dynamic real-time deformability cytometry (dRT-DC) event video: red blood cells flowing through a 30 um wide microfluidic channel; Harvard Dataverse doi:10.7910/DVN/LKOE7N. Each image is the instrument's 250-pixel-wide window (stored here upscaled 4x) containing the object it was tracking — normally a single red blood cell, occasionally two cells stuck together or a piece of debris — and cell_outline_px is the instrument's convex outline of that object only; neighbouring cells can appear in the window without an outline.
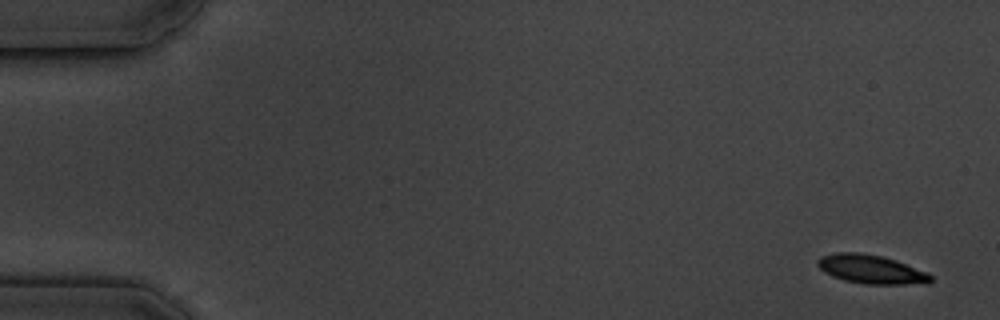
{"species": "common noctule bat (a hibernating species)", "species_latin": "Nyctalus noctula", "temperature_condition": "cold", "stored_images_in_passage": 6, "camera_frame_rate_fps": 3000, "um_per_image_px": 0.085, "animal": {"sex": "male", "body_mass_g": 19.5, "forearm_length_mm": 54.6}, "frame": {"image": 1, "passage_image": 1, "time_ms": 0.0, "image_size_px": [1000, 320], "cell_outline_px": [[932, 280], [928, 284], [864, 284], [844, 280], [832, 276], [824, 272], [816, 264], [816, 260], [820, 256], [836, 252], [856, 252], [884, 256], [896, 260], [928, 272], [932, 276]], "centroid_in_image_um": [74.05, 22.89], "position_along_channel_um": 11.0, "area_um2": 19.25}}